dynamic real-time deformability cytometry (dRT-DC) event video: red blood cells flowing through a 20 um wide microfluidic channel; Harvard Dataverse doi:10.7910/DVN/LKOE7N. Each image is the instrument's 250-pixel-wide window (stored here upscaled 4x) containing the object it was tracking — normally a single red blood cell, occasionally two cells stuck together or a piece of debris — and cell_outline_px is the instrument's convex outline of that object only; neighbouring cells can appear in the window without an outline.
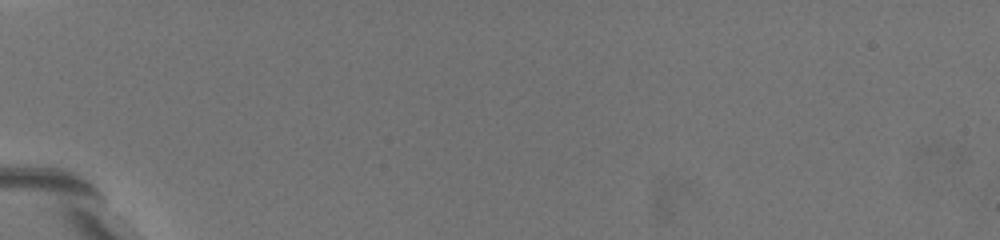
{"species": "common noctule bat (a hibernating species)", "species_latin": "Nyctalus noctula", "temperature_condition": "warm", "stored_images_in_passage": 3, "camera_frame_rate_fps": 3000, "um_per_image_px": 0.085, "animal": {"sex": "female", "body_mass_g": 19.5, "forearm_length_mm": 54.1}, "frame": {"image": 1, "passage_image": 1, "time_ms": 0.0, "image_size_px": [1000, 240], "cell_outline_px": [[176, 204], [168, 212], [116, 168], [116, 156], [128, 144], [172, 196]], "centroid_in_image_um": [12.19, 15.1], "position_along_channel_um": 72.8, "area_um2": 10.58}}